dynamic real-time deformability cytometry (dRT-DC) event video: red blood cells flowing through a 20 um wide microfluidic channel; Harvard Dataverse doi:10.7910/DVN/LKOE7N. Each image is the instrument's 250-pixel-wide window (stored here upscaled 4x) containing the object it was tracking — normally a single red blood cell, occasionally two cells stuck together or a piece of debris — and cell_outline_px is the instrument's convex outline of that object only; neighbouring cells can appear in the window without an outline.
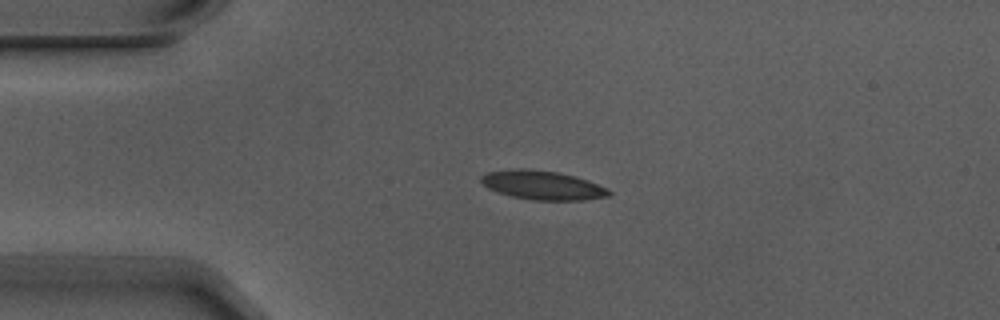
{"species": "Egyptian fruit bat (a non-hibernating species)", "species_latin": "Rousettus aegyptiacus", "temperature_condition": "warm", "stored_images_in_passage": 2, "camera_frame_rate_fps": 3000, "um_per_image_px": 0.085, "animal": {"sex": "male"}, "frame": {"image": 1, "passage_image": 1, "time_ms": 0.0, "image_size_px": [1000, 320], "cell_outline_px": [[612, 192], [608, 196], [584, 200], [532, 200], [512, 196], [496, 192], [488, 188], [480, 180], [480, 176], [488, 172], [520, 168], [528, 168], [560, 172], [576, 176], [588, 180], [608, 188]], "centroid_in_image_um": [46.13, 15.73], "position_along_channel_um": 38.9, "area_um2": 21.73}}